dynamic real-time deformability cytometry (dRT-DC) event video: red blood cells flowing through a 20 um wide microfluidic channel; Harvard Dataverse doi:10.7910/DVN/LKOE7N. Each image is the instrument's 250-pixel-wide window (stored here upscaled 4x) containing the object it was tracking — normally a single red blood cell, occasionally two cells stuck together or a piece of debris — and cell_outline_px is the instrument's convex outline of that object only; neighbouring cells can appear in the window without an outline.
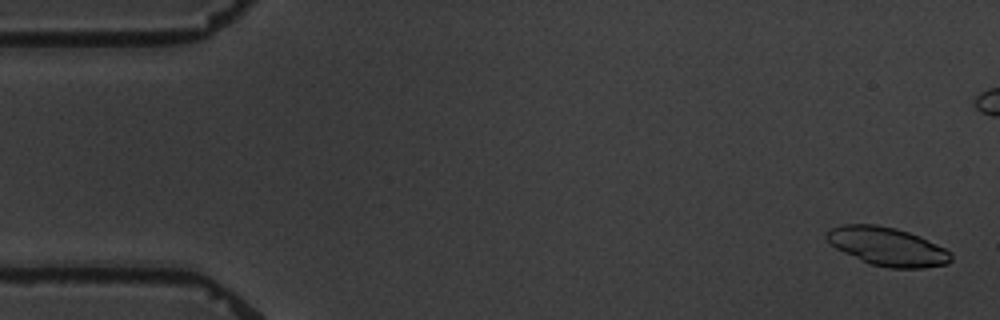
{"species": "common noctule bat (a hibernating species)", "species_latin": "Nyctalus noctula", "temperature_condition": "warm", "stored_images_in_passage": 5, "camera_frame_rate_fps": 3000, "um_per_image_px": 0.085, "animal": {"sex": "male", "body_mass_g": 19.5, "forearm_length_mm": 54.6}, "frame": {"image": 1, "passage_image": 1, "time_ms": 0.0, "image_size_px": [1000, 320], "cell_outline_px": [[952, 260], [948, 264], [924, 268], [888, 268], [868, 264], [836, 248], [824, 236], [832, 228], [840, 224], [876, 224], [896, 228], [920, 236], [952, 252]], "centroid_in_image_um": [75.44, 20.96], "position_along_channel_um": 9.6, "area_um2": 27.98}}